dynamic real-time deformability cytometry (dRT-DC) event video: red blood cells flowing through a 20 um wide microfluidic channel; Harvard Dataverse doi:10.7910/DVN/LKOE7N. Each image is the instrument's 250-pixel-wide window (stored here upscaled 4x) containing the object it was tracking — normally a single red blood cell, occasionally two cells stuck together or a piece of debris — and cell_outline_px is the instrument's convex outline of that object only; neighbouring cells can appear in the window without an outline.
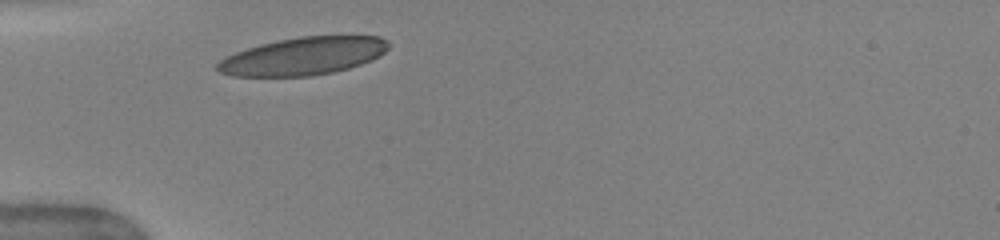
{"species": "human", "species_latin": "Homo sapiens", "temperature_condition": "warm", "stored_images_in_passage": 2, "camera_frame_rate_fps": 3000, "um_per_image_px": 0.085, "donor": {"sex": "female"}, "frame": {"image": 1, "passage_image": 1, "time_ms": 0.0, "image_size_px": [1000, 240], "cell_outline_px": [[388, 48], [380, 56], [360, 64], [348, 68], [332, 72], [312, 76], [232, 76], [220, 72], [216, 68], [216, 64], [220, 60], [236, 52], [260, 44], [276, 40], [300, 36], [380, 36], [388, 40]], "centroid_in_image_um": [25.78, 4.77], "position_along_channel_um": 59.2, "area_um2": 37.51}}